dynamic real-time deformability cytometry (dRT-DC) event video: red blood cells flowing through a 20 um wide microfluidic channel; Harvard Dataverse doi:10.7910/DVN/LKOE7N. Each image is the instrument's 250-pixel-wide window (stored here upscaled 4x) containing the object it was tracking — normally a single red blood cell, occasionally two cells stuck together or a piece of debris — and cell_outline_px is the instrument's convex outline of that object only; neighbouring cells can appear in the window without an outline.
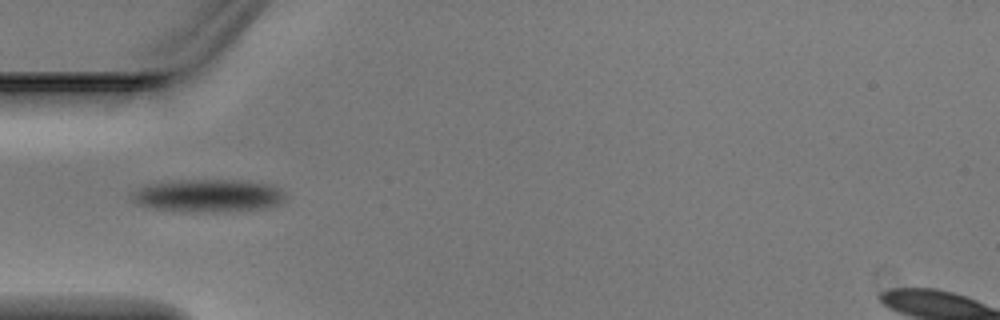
{"species": "Egyptian fruit bat (a non-hibernating species)", "species_latin": "Rousettus aegyptiacus", "temperature_condition": "warm", "stored_images_in_passage": 3, "camera_frame_rate_fps": 3000, "um_per_image_px": 0.085, "animal": {"sex": "male"}, "frame": {"image": 1, "passage_image": 3, "time_ms": 0.667, "image_size_px": [1000, 320], "cell_outline_px": [[284, 200], [280, 204], [264, 208], [240, 212], [184, 212], [156, 208], [136, 204], [128, 196], [132, 192], [148, 184], [180, 180], [232, 180], [272, 184], [280, 188], [284, 192]], "centroid_in_image_um": [17.72, 16.65], "position_along_channel_um": 67.3, "area_um2": 29.77}}